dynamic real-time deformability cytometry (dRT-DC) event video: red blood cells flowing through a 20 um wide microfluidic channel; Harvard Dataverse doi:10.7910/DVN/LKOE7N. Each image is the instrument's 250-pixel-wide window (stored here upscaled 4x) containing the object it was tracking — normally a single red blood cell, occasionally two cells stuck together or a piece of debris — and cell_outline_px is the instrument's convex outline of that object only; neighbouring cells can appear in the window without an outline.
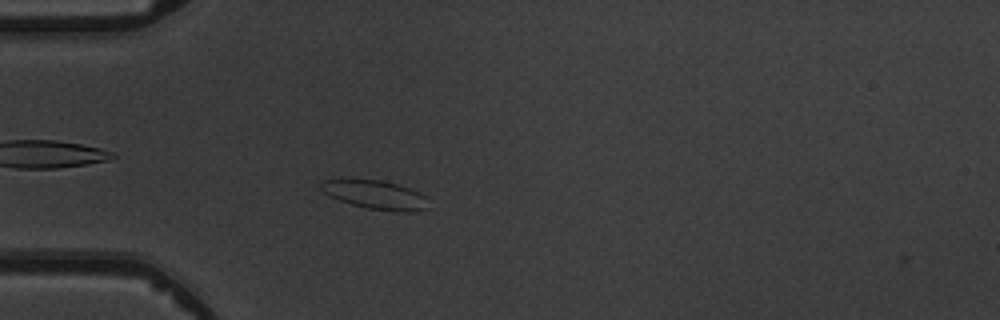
{"species": "common noctule bat (a hibernating species)", "species_latin": "Nyctalus noctula", "temperature_condition": "warm", "stored_images_in_passage": 3, "camera_frame_rate_fps": 3000, "um_per_image_px": 0.085, "animal": {"sex": "male", "body_mass_g": 19.5, "forearm_length_mm": 54.6}, "frame": {"image": 1, "passage_image": 3, "time_ms": 2.333, "image_size_px": [1000, 320], "cell_outline_px": [[428, 208], [416, 212], [392, 212], [364, 208], [328, 196], [320, 188], [320, 184], [324, 180], [380, 180], [396, 184], [420, 192], [428, 196]], "centroid_in_image_um": [31.98, 16.59], "position_along_channel_um": 53.0, "area_um2": 18.15}}